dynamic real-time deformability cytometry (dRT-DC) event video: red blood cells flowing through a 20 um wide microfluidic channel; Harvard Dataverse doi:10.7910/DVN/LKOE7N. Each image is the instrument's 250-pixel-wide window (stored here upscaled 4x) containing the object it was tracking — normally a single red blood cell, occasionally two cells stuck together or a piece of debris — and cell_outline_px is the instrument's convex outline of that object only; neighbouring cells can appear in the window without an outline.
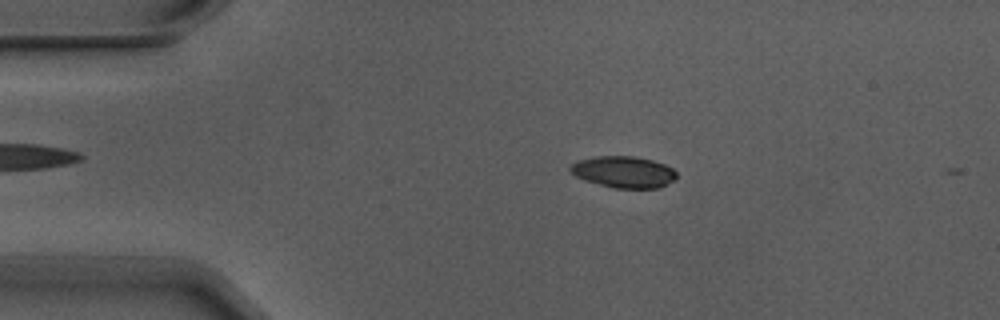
{"species": "Egyptian fruit bat (a non-hibernating species)", "species_latin": "Rousettus aegyptiacus", "temperature_condition": "warm", "stored_images_in_passage": 4, "camera_frame_rate_fps": 3000, "um_per_image_px": 0.085, "animal": {"sex": "male"}, "frame": {"image": 1, "passage_image": 3, "time_ms": 0.667, "image_size_px": [1000, 320], "cell_outline_px": [[676, 176], [672, 180], [660, 188], [612, 188], [584, 180], [576, 176], [568, 168], [576, 160], [596, 156], [632, 156], [652, 160], [664, 164], [672, 168], [676, 172]], "centroid_in_image_um": [52.98, 14.61], "position_along_channel_um": 32.0, "area_um2": 19.48}}